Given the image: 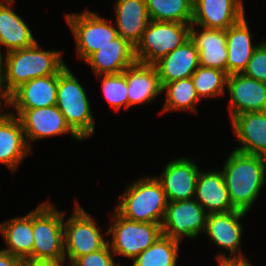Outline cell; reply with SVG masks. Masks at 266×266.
<instances>
[{
  "instance_id": "obj_1",
  "label": "cell",
  "mask_w": 266,
  "mask_h": 266,
  "mask_svg": "<svg viewBox=\"0 0 266 266\" xmlns=\"http://www.w3.org/2000/svg\"><path fill=\"white\" fill-rule=\"evenodd\" d=\"M221 172L232 207L248 213L266 182L264 157L234 149Z\"/></svg>"
},
{
  "instance_id": "obj_2",
  "label": "cell",
  "mask_w": 266,
  "mask_h": 266,
  "mask_svg": "<svg viewBox=\"0 0 266 266\" xmlns=\"http://www.w3.org/2000/svg\"><path fill=\"white\" fill-rule=\"evenodd\" d=\"M61 52L43 50L37 41L31 47L6 53L1 57L5 91L10 95L34 78L58 74L66 66Z\"/></svg>"
},
{
  "instance_id": "obj_3",
  "label": "cell",
  "mask_w": 266,
  "mask_h": 266,
  "mask_svg": "<svg viewBox=\"0 0 266 266\" xmlns=\"http://www.w3.org/2000/svg\"><path fill=\"white\" fill-rule=\"evenodd\" d=\"M119 199L115 210L122 217L136 222L162 224L168 200L156 176L136 179Z\"/></svg>"
},
{
  "instance_id": "obj_4",
  "label": "cell",
  "mask_w": 266,
  "mask_h": 266,
  "mask_svg": "<svg viewBox=\"0 0 266 266\" xmlns=\"http://www.w3.org/2000/svg\"><path fill=\"white\" fill-rule=\"evenodd\" d=\"M56 106L82 141L94 135L96 128L87 94L67 65L58 73Z\"/></svg>"
},
{
  "instance_id": "obj_5",
  "label": "cell",
  "mask_w": 266,
  "mask_h": 266,
  "mask_svg": "<svg viewBox=\"0 0 266 266\" xmlns=\"http://www.w3.org/2000/svg\"><path fill=\"white\" fill-rule=\"evenodd\" d=\"M64 216L50 201L32 210V259L65 260Z\"/></svg>"
},
{
  "instance_id": "obj_6",
  "label": "cell",
  "mask_w": 266,
  "mask_h": 266,
  "mask_svg": "<svg viewBox=\"0 0 266 266\" xmlns=\"http://www.w3.org/2000/svg\"><path fill=\"white\" fill-rule=\"evenodd\" d=\"M191 24L150 21L134 47L136 62L153 65L190 39Z\"/></svg>"
},
{
  "instance_id": "obj_7",
  "label": "cell",
  "mask_w": 266,
  "mask_h": 266,
  "mask_svg": "<svg viewBox=\"0 0 266 266\" xmlns=\"http://www.w3.org/2000/svg\"><path fill=\"white\" fill-rule=\"evenodd\" d=\"M113 215V223L106 234L112 235L108 244L115 257L121 255L133 260L163 235L161 224L131 221L116 210Z\"/></svg>"
},
{
  "instance_id": "obj_8",
  "label": "cell",
  "mask_w": 266,
  "mask_h": 266,
  "mask_svg": "<svg viewBox=\"0 0 266 266\" xmlns=\"http://www.w3.org/2000/svg\"><path fill=\"white\" fill-rule=\"evenodd\" d=\"M74 203L72 215L64 221V253L65 261L68 260L69 264L80 256L98 251L108 243L95 219L77 200Z\"/></svg>"
},
{
  "instance_id": "obj_9",
  "label": "cell",
  "mask_w": 266,
  "mask_h": 266,
  "mask_svg": "<svg viewBox=\"0 0 266 266\" xmlns=\"http://www.w3.org/2000/svg\"><path fill=\"white\" fill-rule=\"evenodd\" d=\"M66 24L71 29L76 42V51L81 60H86L92 53L118 36L115 24L85 9L82 13L65 14Z\"/></svg>"
},
{
  "instance_id": "obj_10",
  "label": "cell",
  "mask_w": 266,
  "mask_h": 266,
  "mask_svg": "<svg viewBox=\"0 0 266 266\" xmlns=\"http://www.w3.org/2000/svg\"><path fill=\"white\" fill-rule=\"evenodd\" d=\"M247 213L233 210L223 213L208 214L206 219L205 233L213 245L225 249L232 257L225 253L216 256L217 261H246L240 250L243 226L241 218Z\"/></svg>"
},
{
  "instance_id": "obj_11",
  "label": "cell",
  "mask_w": 266,
  "mask_h": 266,
  "mask_svg": "<svg viewBox=\"0 0 266 266\" xmlns=\"http://www.w3.org/2000/svg\"><path fill=\"white\" fill-rule=\"evenodd\" d=\"M207 212L194 198L168 202L162 221V233L181 242L186 238L195 239L205 231Z\"/></svg>"
},
{
  "instance_id": "obj_12",
  "label": "cell",
  "mask_w": 266,
  "mask_h": 266,
  "mask_svg": "<svg viewBox=\"0 0 266 266\" xmlns=\"http://www.w3.org/2000/svg\"><path fill=\"white\" fill-rule=\"evenodd\" d=\"M10 112L18 117L21 122L26 143L30 149L31 143L62 134H69L77 141H82L67 125L63 114L56 105L34 109H15Z\"/></svg>"
},
{
  "instance_id": "obj_13",
  "label": "cell",
  "mask_w": 266,
  "mask_h": 266,
  "mask_svg": "<svg viewBox=\"0 0 266 266\" xmlns=\"http://www.w3.org/2000/svg\"><path fill=\"white\" fill-rule=\"evenodd\" d=\"M244 16L243 0H193L191 25L227 30Z\"/></svg>"
},
{
  "instance_id": "obj_14",
  "label": "cell",
  "mask_w": 266,
  "mask_h": 266,
  "mask_svg": "<svg viewBox=\"0 0 266 266\" xmlns=\"http://www.w3.org/2000/svg\"><path fill=\"white\" fill-rule=\"evenodd\" d=\"M197 163L188 158L169 161L159 177L168 202L194 198L196 179L199 173Z\"/></svg>"
},
{
  "instance_id": "obj_15",
  "label": "cell",
  "mask_w": 266,
  "mask_h": 266,
  "mask_svg": "<svg viewBox=\"0 0 266 266\" xmlns=\"http://www.w3.org/2000/svg\"><path fill=\"white\" fill-rule=\"evenodd\" d=\"M230 119L242 113L260 112L266 102V83L245 76L243 73L228 75Z\"/></svg>"
},
{
  "instance_id": "obj_16",
  "label": "cell",
  "mask_w": 266,
  "mask_h": 266,
  "mask_svg": "<svg viewBox=\"0 0 266 266\" xmlns=\"http://www.w3.org/2000/svg\"><path fill=\"white\" fill-rule=\"evenodd\" d=\"M30 153L18 117L9 111L0 113V163L14 173Z\"/></svg>"
},
{
  "instance_id": "obj_17",
  "label": "cell",
  "mask_w": 266,
  "mask_h": 266,
  "mask_svg": "<svg viewBox=\"0 0 266 266\" xmlns=\"http://www.w3.org/2000/svg\"><path fill=\"white\" fill-rule=\"evenodd\" d=\"M58 74L34 78L9 95V107L34 109L56 105Z\"/></svg>"
},
{
  "instance_id": "obj_18",
  "label": "cell",
  "mask_w": 266,
  "mask_h": 266,
  "mask_svg": "<svg viewBox=\"0 0 266 266\" xmlns=\"http://www.w3.org/2000/svg\"><path fill=\"white\" fill-rule=\"evenodd\" d=\"M85 62L95 76L119 74L136 62L134 46L118 35L109 44L92 53Z\"/></svg>"
},
{
  "instance_id": "obj_19",
  "label": "cell",
  "mask_w": 266,
  "mask_h": 266,
  "mask_svg": "<svg viewBox=\"0 0 266 266\" xmlns=\"http://www.w3.org/2000/svg\"><path fill=\"white\" fill-rule=\"evenodd\" d=\"M190 40L198 50L199 66L227 72L226 30L191 25Z\"/></svg>"
},
{
  "instance_id": "obj_20",
  "label": "cell",
  "mask_w": 266,
  "mask_h": 266,
  "mask_svg": "<svg viewBox=\"0 0 266 266\" xmlns=\"http://www.w3.org/2000/svg\"><path fill=\"white\" fill-rule=\"evenodd\" d=\"M124 76L128 83L129 109L150 104L162 93V85L154 65L135 62L124 70Z\"/></svg>"
},
{
  "instance_id": "obj_21",
  "label": "cell",
  "mask_w": 266,
  "mask_h": 266,
  "mask_svg": "<svg viewBox=\"0 0 266 266\" xmlns=\"http://www.w3.org/2000/svg\"><path fill=\"white\" fill-rule=\"evenodd\" d=\"M234 135L240 143L235 150L266 156V116L261 112L242 113L231 119Z\"/></svg>"
},
{
  "instance_id": "obj_22",
  "label": "cell",
  "mask_w": 266,
  "mask_h": 266,
  "mask_svg": "<svg viewBox=\"0 0 266 266\" xmlns=\"http://www.w3.org/2000/svg\"><path fill=\"white\" fill-rule=\"evenodd\" d=\"M114 10L118 35L135 47L151 21L146 0H116Z\"/></svg>"
},
{
  "instance_id": "obj_23",
  "label": "cell",
  "mask_w": 266,
  "mask_h": 266,
  "mask_svg": "<svg viewBox=\"0 0 266 266\" xmlns=\"http://www.w3.org/2000/svg\"><path fill=\"white\" fill-rule=\"evenodd\" d=\"M161 85L189 78L199 67L198 50L189 39L153 64Z\"/></svg>"
},
{
  "instance_id": "obj_24",
  "label": "cell",
  "mask_w": 266,
  "mask_h": 266,
  "mask_svg": "<svg viewBox=\"0 0 266 266\" xmlns=\"http://www.w3.org/2000/svg\"><path fill=\"white\" fill-rule=\"evenodd\" d=\"M14 1H0V49L6 47V53L31 47L37 42L28 24L12 10ZM3 55L0 50V57Z\"/></svg>"
},
{
  "instance_id": "obj_25",
  "label": "cell",
  "mask_w": 266,
  "mask_h": 266,
  "mask_svg": "<svg viewBox=\"0 0 266 266\" xmlns=\"http://www.w3.org/2000/svg\"><path fill=\"white\" fill-rule=\"evenodd\" d=\"M194 199L207 214L223 213L235 210L229 199L228 191L221 171H199Z\"/></svg>"
},
{
  "instance_id": "obj_26",
  "label": "cell",
  "mask_w": 266,
  "mask_h": 266,
  "mask_svg": "<svg viewBox=\"0 0 266 266\" xmlns=\"http://www.w3.org/2000/svg\"><path fill=\"white\" fill-rule=\"evenodd\" d=\"M226 43L227 74L243 73L253 52L259 46L253 45L252 33L245 16L226 30Z\"/></svg>"
},
{
  "instance_id": "obj_27",
  "label": "cell",
  "mask_w": 266,
  "mask_h": 266,
  "mask_svg": "<svg viewBox=\"0 0 266 266\" xmlns=\"http://www.w3.org/2000/svg\"><path fill=\"white\" fill-rule=\"evenodd\" d=\"M7 248L2 249L13 256L23 259L32 258L33 229L32 210L25 216L11 218L0 224V235Z\"/></svg>"
},
{
  "instance_id": "obj_28",
  "label": "cell",
  "mask_w": 266,
  "mask_h": 266,
  "mask_svg": "<svg viewBox=\"0 0 266 266\" xmlns=\"http://www.w3.org/2000/svg\"><path fill=\"white\" fill-rule=\"evenodd\" d=\"M165 104L160 113L170 111L197 112L196 104L201 101L196 93L191 77L167 83L162 86Z\"/></svg>"
},
{
  "instance_id": "obj_29",
  "label": "cell",
  "mask_w": 266,
  "mask_h": 266,
  "mask_svg": "<svg viewBox=\"0 0 266 266\" xmlns=\"http://www.w3.org/2000/svg\"><path fill=\"white\" fill-rule=\"evenodd\" d=\"M152 21L192 24L193 0H146Z\"/></svg>"
},
{
  "instance_id": "obj_30",
  "label": "cell",
  "mask_w": 266,
  "mask_h": 266,
  "mask_svg": "<svg viewBox=\"0 0 266 266\" xmlns=\"http://www.w3.org/2000/svg\"><path fill=\"white\" fill-rule=\"evenodd\" d=\"M180 243L162 235L133 259L132 266H176Z\"/></svg>"
},
{
  "instance_id": "obj_31",
  "label": "cell",
  "mask_w": 266,
  "mask_h": 266,
  "mask_svg": "<svg viewBox=\"0 0 266 266\" xmlns=\"http://www.w3.org/2000/svg\"><path fill=\"white\" fill-rule=\"evenodd\" d=\"M227 78V72L201 66L191 76L200 100L202 98H217L225 95Z\"/></svg>"
},
{
  "instance_id": "obj_32",
  "label": "cell",
  "mask_w": 266,
  "mask_h": 266,
  "mask_svg": "<svg viewBox=\"0 0 266 266\" xmlns=\"http://www.w3.org/2000/svg\"><path fill=\"white\" fill-rule=\"evenodd\" d=\"M96 77H102V92L113 110L129 109L128 83L124 71L119 74L96 75Z\"/></svg>"
},
{
  "instance_id": "obj_33",
  "label": "cell",
  "mask_w": 266,
  "mask_h": 266,
  "mask_svg": "<svg viewBox=\"0 0 266 266\" xmlns=\"http://www.w3.org/2000/svg\"><path fill=\"white\" fill-rule=\"evenodd\" d=\"M115 255L107 243L98 251L78 257L72 266H121L120 261H115Z\"/></svg>"
},
{
  "instance_id": "obj_34",
  "label": "cell",
  "mask_w": 266,
  "mask_h": 266,
  "mask_svg": "<svg viewBox=\"0 0 266 266\" xmlns=\"http://www.w3.org/2000/svg\"><path fill=\"white\" fill-rule=\"evenodd\" d=\"M243 74L260 82L266 83V41L259 43L253 52Z\"/></svg>"
},
{
  "instance_id": "obj_35",
  "label": "cell",
  "mask_w": 266,
  "mask_h": 266,
  "mask_svg": "<svg viewBox=\"0 0 266 266\" xmlns=\"http://www.w3.org/2000/svg\"><path fill=\"white\" fill-rule=\"evenodd\" d=\"M65 260H45L26 258L22 266H64Z\"/></svg>"
},
{
  "instance_id": "obj_36",
  "label": "cell",
  "mask_w": 266,
  "mask_h": 266,
  "mask_svg": "<svg viewBox=\"0 0 266 266\" xmlns=\"http://www.w3.org/2000/svg\"><path fill=\"white\" fill-rule=\"evenodd\" d=\"M24 259L0 249V266H22Z\"/></svg>"
},
{
  "instance_id": "obj_37",
  "label": "cell",
  "mask_w": 266,
  "mask_h": 266,
  "mask_svg": "<svg viewBox=\"0 0 266 266\" xmlns=\"http://www.w3.org/2000/svg\"><path fill=\"white\" fill-rule=\"evenodd\" d=\"M4 104L6 105V107H9V94L5 91L3 85L2 63L0 57V112L3 109L2 106H4Z\"/></svg>"
},
{
  "instance_id": "obj_38",
  "label": "cell",
  "mask_w": 266,
  "mask_h": 266,
  "mask_svg": "<svg viewBox=\"0 0 266 266\" xmlns=\"http://www.w3.org/2000/svg\"><path fill=\"white\" fill-rule=\"evenodd\" d=\"M250 261H217L219 266H253Z\"/></svg>"
},
{
  "instance_id": "obj_39",
  "label": "cell",
  "mask_w": 266,
  "mask_h": 266,
  "mask_svg": "<svg viewBox=\"0 0 266 266\" xmlns=\"http://www.w3.org/2000/svg\"><path fill=\"white\" fill-rule=\"evenodd\" d=\"M260 112L266 116V102L263 104V107L261 108Z\"/></svg>"
}]
</instances>
